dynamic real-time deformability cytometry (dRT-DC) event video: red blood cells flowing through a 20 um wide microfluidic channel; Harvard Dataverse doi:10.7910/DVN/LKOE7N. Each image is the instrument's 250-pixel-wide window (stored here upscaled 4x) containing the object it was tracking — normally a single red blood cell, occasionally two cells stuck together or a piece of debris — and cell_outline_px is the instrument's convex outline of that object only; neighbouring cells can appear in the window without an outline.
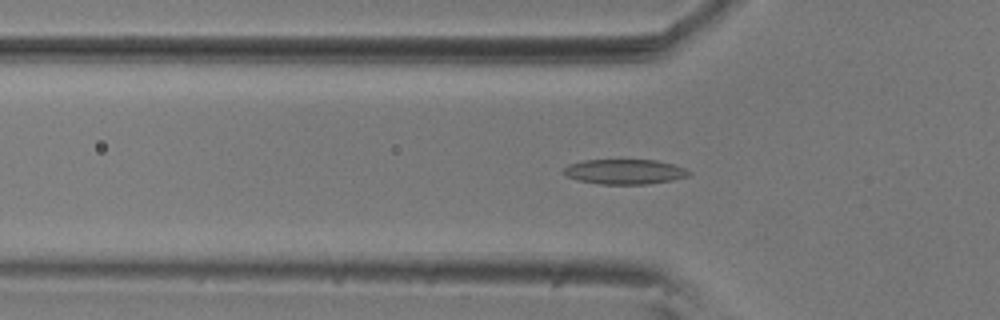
{"species": "common noctule bat (a hibernating species)", "species_latin": "Nyctalus noctula", "temperature_condition": "room temperature", "stored_images_in_passage": 41, "camera_frame_rate_fps": 3000, "um_per_image_px": 0.085, "animal": {"sex": "male", "body_mass_g": 20.5, "forearm_length_mm": 52.5}, "frame": {"image": 1, "passage_image": 13, "time_ms": 4.0, "image_size_px": [1000, 320], "cell_outline_px": [[692, 172], [688, 176], [672, 180], [648, 184], [600, 184], [580, 180], [568, 176], [564, 172], [564, 168], [568, 164], [584, 160], [656, 160], [672, 164], [684, 168]], "centroid_in_image_um": [53.12, 14.59], "position_along_channel_um": 72.7, "area_um2": 18.03}}
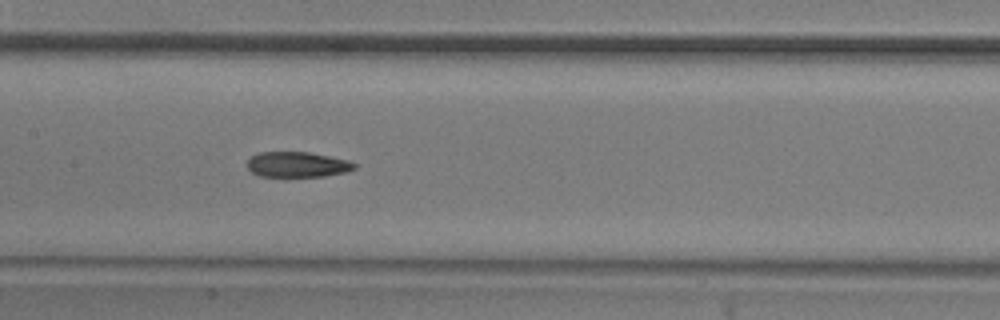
{"frame": {"image": 2, "passage_image": 22, "time_ms": 7.0, "image_size_px": [1000, 320], "cell_outline_px": [[356, 168], [348, 172], [324, 176], [260, 176], [252, 172], [248, 168], [248, 160], [252, 156], [260, 152], [312, 152], [348, 160], [356, 164]], "centroid_in_image_um": [25.32, 13.98], "position_along_channel_um": 182.1, "area_um2": 15.84}}
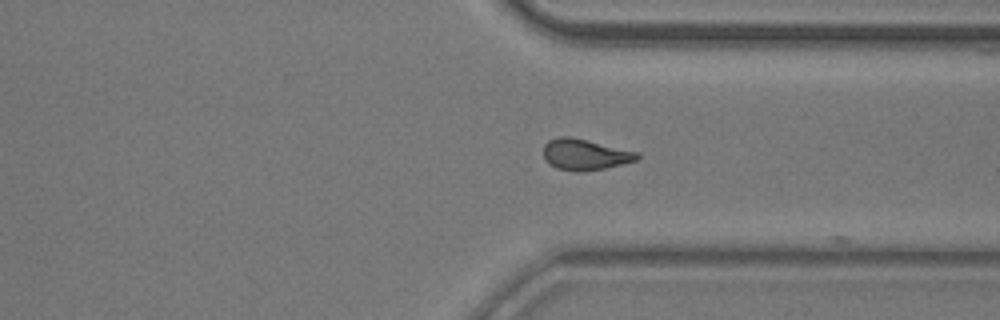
{"frame": {"image": 3, "passage_image": 37, "time_ms": 12.0, "image_size_px": [1000, 320], "cell_outline_px": [[640, 160], [604, 168], [584, 172], [572, 172], [556, 168], [548, 164], [544, 160], [544, 144], [548, 140], [560, 136], [568, 136], [640, 152]], "centroid_in_image_um": [49.72, 13.15], "position_along_channel_um": 361.7, "area_um2": 17.22}}